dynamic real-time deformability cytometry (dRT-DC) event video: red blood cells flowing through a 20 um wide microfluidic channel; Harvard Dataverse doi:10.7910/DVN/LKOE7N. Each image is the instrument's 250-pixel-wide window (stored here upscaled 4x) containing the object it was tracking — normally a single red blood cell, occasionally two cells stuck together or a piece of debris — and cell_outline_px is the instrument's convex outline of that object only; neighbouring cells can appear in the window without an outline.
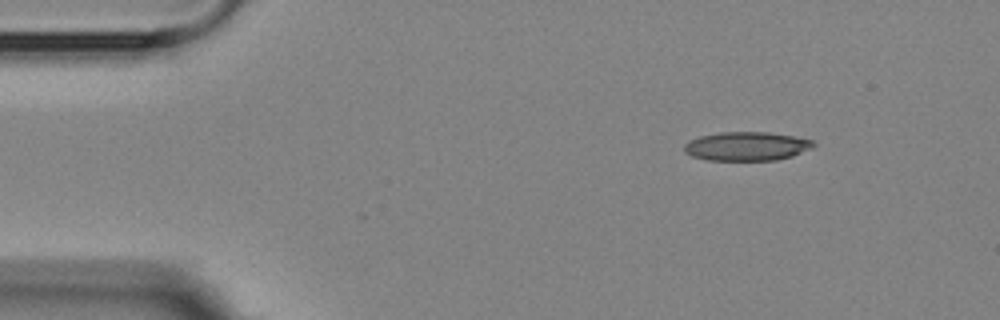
{"species": "Egyptian fruit bat (a non-hibernating species)", "species_latin": "Rousettus aegyptiacus", "temperature_condition": "room temperature", "stored_images_in_passage": 8, "camera_frame_rate_fps": 3000, "um_per_image_px": 0.085, "animal": {"sex": "female"}, "frame": {"image": 1, "passage_image": 1, "time_ms": 0.0, "image_size_px": [1000, 320], "cell_outline_px": [[816, 144], [812, 148], [792, 156], [776, 160], [708, 160], [692, 156], [684, 152], [684, 144], [688, 140], [700, 136], [720, 132], [768, 132], [792, 136], [812, 140]], "centroid_in_image_um": [63.44, 12.43], "position_along_channel_um": 21.6, "area_um2": 21.73}}
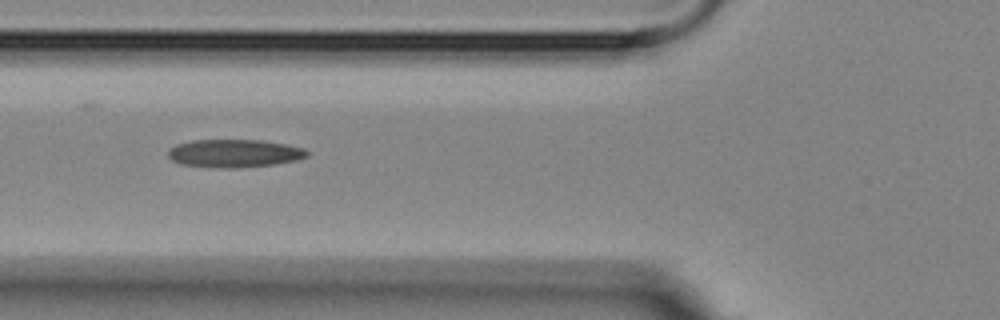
{"frame": {"image": 2, "passage_image": 5, "time_ms": 4.333, "image_size_px": [1000, 320], "cell_outline_px": [[308, 156], [296, 160], [272, 164], [236, 168], [212, 168], [180, 164], [172, 160], [168, 156], [168, 148], [176, 144], [192, 140], [260, 140], [284, 144], [304, 148], [308, 152]], "centroid_in_image_um": [19.86, 13.03], "position_along_channel_um": 105.9, "area_um2": 22.72}}
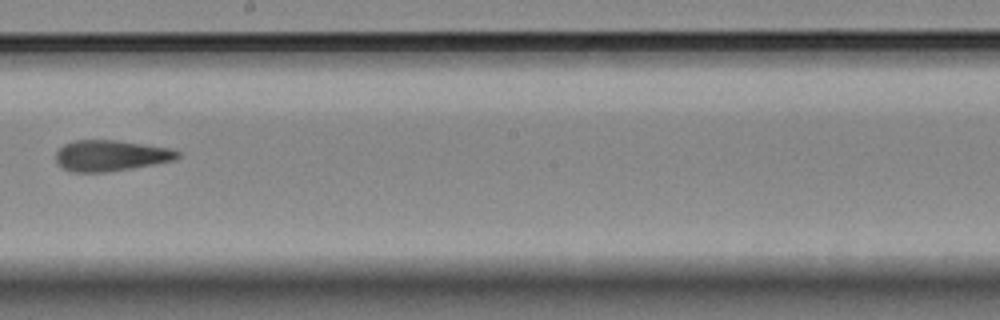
{"frame": {"image": 3, "passage_image": 8, "time_ms": 8.0, "image_size_px": [1000, 320], "cell_outline_px": [[180, 156], [176, 160], [104, 172], [72, 172], [64, 168], [56, 160], [56, 152], [64, 144], [76, 140], [116, 140], [168, 148], [180, 152]], "centroid_in_image_um": [9.4, 13.22], "position_along_channel_um": 238.8, "area_um2": 21.56}}